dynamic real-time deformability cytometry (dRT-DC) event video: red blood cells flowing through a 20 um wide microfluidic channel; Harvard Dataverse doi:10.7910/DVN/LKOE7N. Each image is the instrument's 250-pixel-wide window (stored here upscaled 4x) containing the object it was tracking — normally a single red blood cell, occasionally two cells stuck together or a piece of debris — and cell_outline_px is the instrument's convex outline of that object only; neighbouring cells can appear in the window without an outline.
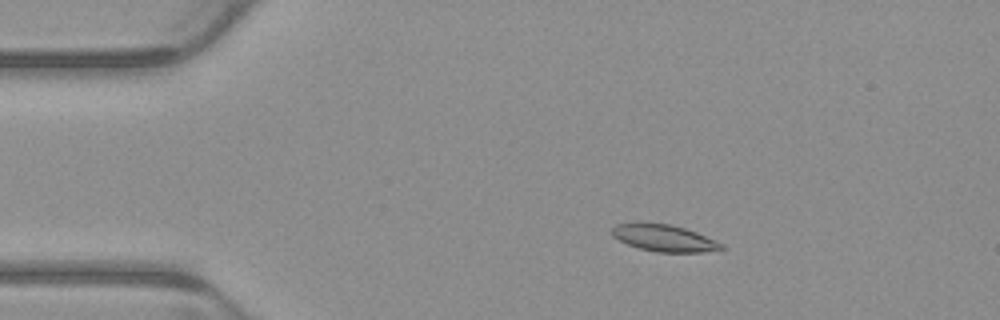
{"species": "common noctule bat (a hibernating species)", "species_latin": "Nyctalus noctula", "temperature_condition": "warm", "stored_images_in_passage": 4, "camera_frame_rate_fps": 3000, "um_per_image_px": 0.085, "animal": {"sex": "male", "body_mass_g": 23.1, "forearm_length_mm": 52.7}, "frame": {"image": 1, "passage_image": 1, "time_ms": 0.0, "image_size_px": [1000, 320], "cell_outline_px": [[724, 248], [704, 252], [656, 252], [640, 248], [628, 244], [612, 236], [612, 228], [616, 224], [636, 220], [668, 224], [684, 228], [696, 232], [716, 240], [724, 244]], "centroid_in_image_um": [56.4, 20.2], "position_along_channel_um": 28.6, "area_um2": 17.4}}
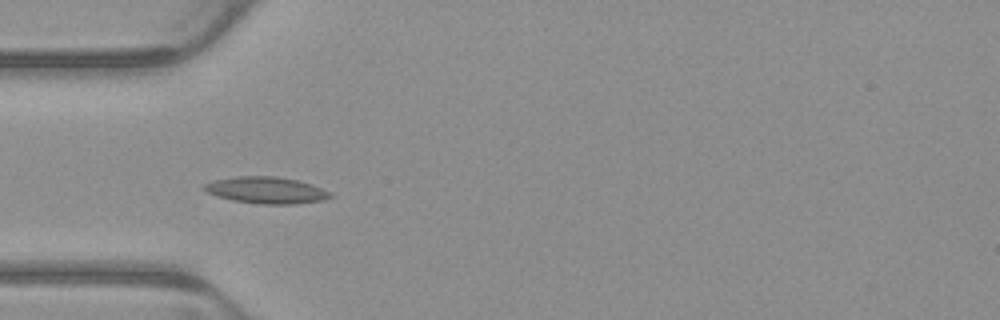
{"frame": {"image": 2, "passage_image": 3, "time_ms": 0.667, "image_size_px": [1000, 320], "cell_outline_px": [[332, 196], [324, 200], [296, 204], [260, 204], [232, 200], [216, 196], [200, 188], [204, 184], [212, 180], [236, 176], [276, 176], [296, 180], [312, 184], [332, 192]], "centroid_in_image_um": [22.62, 16.16], "position_along_channel_um": 62.4, "area_um2": 19.77}}
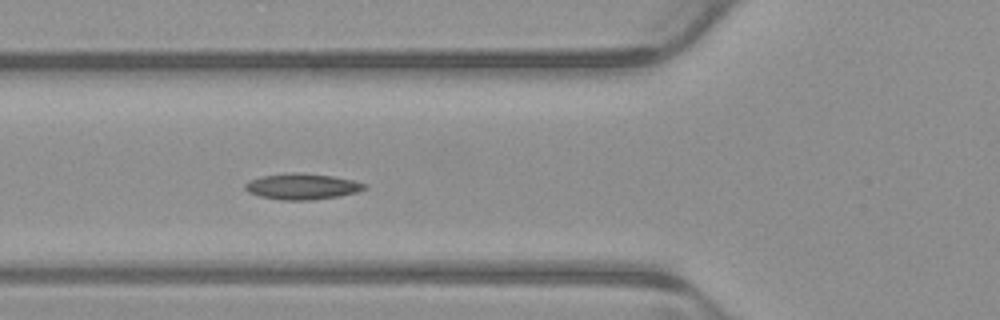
{"frame": {"image": 3, "passage_image": 4, "time_ms": 1.0, "image_size_px": [1000, 320], "cell_outline_px": [[368, 188], [356, 192], [336, 196], [312, 200], [280, 200], [260, 196], [248, 192], [244, 188], [244, 184], [248, 180], [260, 176], [292, 172], [300, 172], [332, 176], [352, 180], [368, 184]], "centroid_in_image_um": [25.65, 15.84], "position_along_channel_um": 100.2, "area_um2": 18.15}}